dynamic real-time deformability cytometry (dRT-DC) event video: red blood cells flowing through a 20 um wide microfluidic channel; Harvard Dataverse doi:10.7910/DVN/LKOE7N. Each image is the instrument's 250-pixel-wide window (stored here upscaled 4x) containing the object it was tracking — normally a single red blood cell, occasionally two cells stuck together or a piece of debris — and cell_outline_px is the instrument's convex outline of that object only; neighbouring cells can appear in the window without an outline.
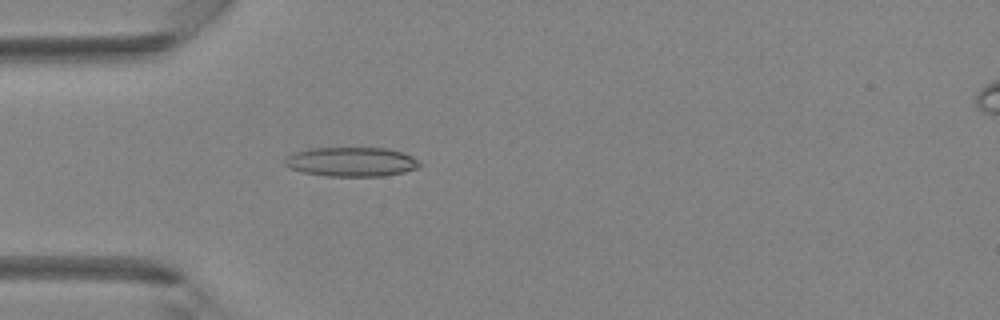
{"species": "Egyptian fruit bat (a non-hibernating species)", "species_latin": "Rousettus aegyptiacus", "temperature_condition": "room temperature", "stored_images_in_passage": 43, "camera_frame_rate_fps": 3000, "um_per_image_px": 0.085, "animal": {"sex": "female"}, "frame": {"image": 1, "passage_image": 13, "time_ms": 4.0, "image_size_px": [1000, 320], "cell_outline_px": [[424, 164], [420, 168], [404, 172], [384, 176], [328, 176], [304, 172], [288, 168], [284, 164], [284, 160], [292, 152], [308, 148], [388, 148], [404, 152], [412, 156]], "centroid_in_image_um": [29.91, 13.75], "position_along_channel_um": 55.1, "area_um2": 23.41}}
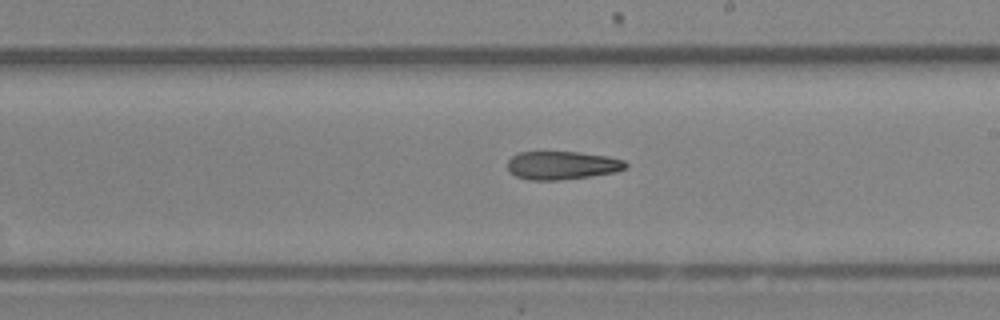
{"frame": {"image": 2, "passage_image": 25, "time_ms": 8.0, "image_size_px": [1000, 320], "cell_outline_px": [[628, 168], [616, 172], [592, 176], [560, 180], [528, 180], [516, 176], [508, 172], [508, 160], [512, 156], [520, 152], [580, 152], [608, 156], [624, 160], [628, 164]], "centroid_in_image_um": [47.8, 14.06], "position_along_channel_um": 241.2, "area_um2": 19.71}}
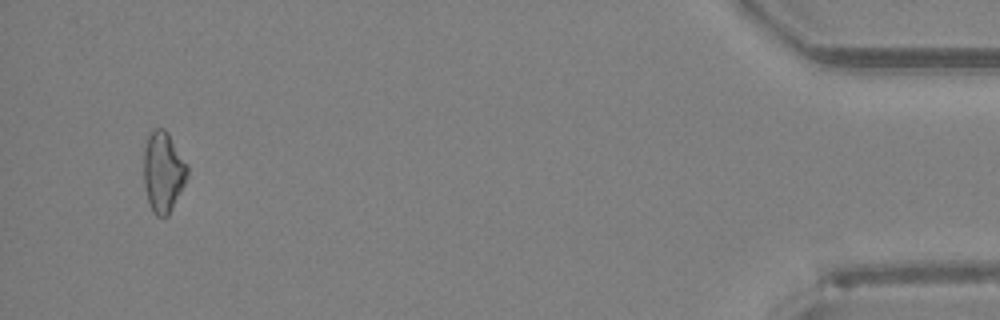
{"frame": {"image": 3, "passage_image": 41, "time_ms": 13.333, "image_size_px": [1000, 320], "cell_outline_px": [[188, 176], [168, 216], [156, 216], [152, 212], [144, 188], [144, 148], [148, 132], [156, 128], [164, 128], [168, 132], [188, 164]], "centroid_in_image_um": [13.87, 14.58], "position_along_channel_um": 421.3, "area_um2": 20.69}}